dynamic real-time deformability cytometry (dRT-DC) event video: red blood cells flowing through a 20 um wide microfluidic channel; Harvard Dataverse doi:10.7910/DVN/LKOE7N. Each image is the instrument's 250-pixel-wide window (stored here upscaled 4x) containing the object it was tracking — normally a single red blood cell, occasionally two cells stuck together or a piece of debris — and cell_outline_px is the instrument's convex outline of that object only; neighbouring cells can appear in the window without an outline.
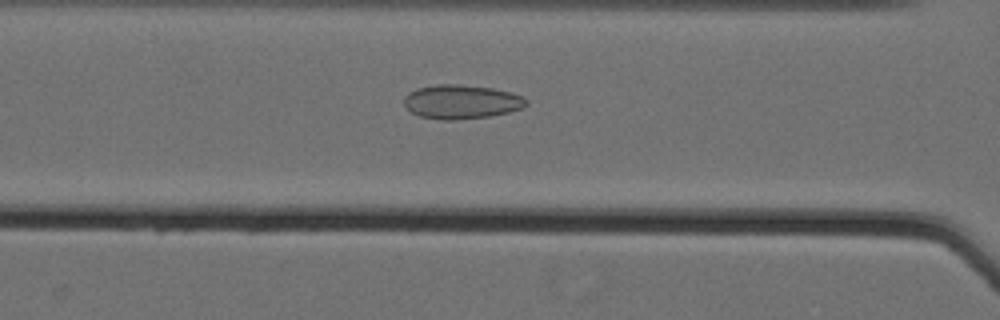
{"species": "Egyptian fruit bat (a non-hibernating species)", "species_latin": "Rousettus aegyptiacus", "temperature_condition": "cold", "stored_images_in_passage": 60, "camera_frame_rate_fps": 3000, "um_per_image_px": 0.085, "animal": {"sex": "female"}, "frame": {"image": 1, "passage_image": 29, "time_ms": 9.333, "image_size_px": [1000, 320], "cell_outline_px": [[528, 104], [524, 108], [492, 116], [456, 120], [444, 120], [420, 116], [412, 112], [404, 104], [404, 96], [408, 92], [416, 88], [436, 84], [456, 84], [492, 88], [508, 92], [520, 96], [528, 100]], "centroid_in_image_um": [39.21, 8.65], "position_along_channel_um": 127.4, "area_um2": 24.28}}
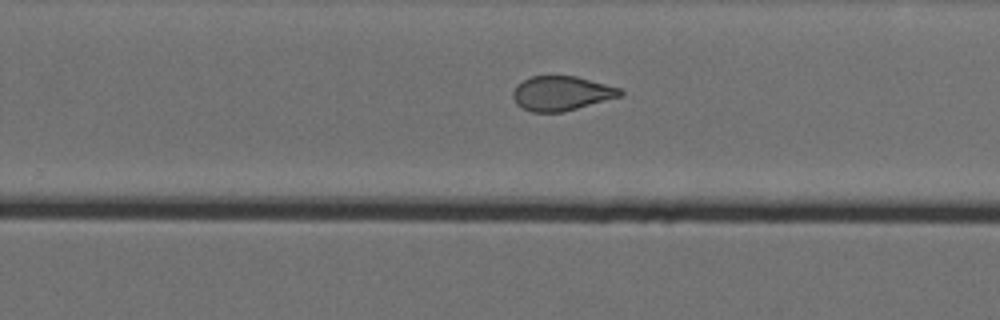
{"frame": {"image": 2, "passage_image": 42, "time_ms": 13.667, "image_size_px": [1000, 320], "cell_outline_px": [[624, 92], [620, 96], [564, 112], [532, 112], [516, 104], [512, 96], [512, 92], [516, 84], [532, 76], [576, 76], [620, 88]], "centroid_in_image_um": [47.69, 7.93], "position_along_channel_um": 282.1, "area_um2": 21.44}}
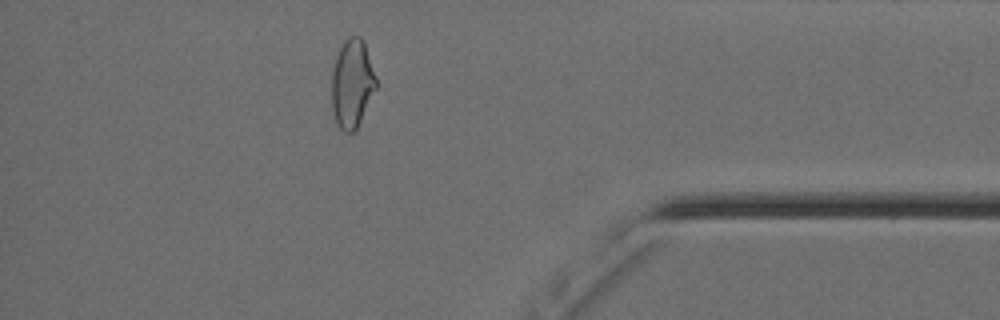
{"frame": {"image": 3, "passage_image": 54, "time_ms": 17.667, "image_size_px": [1000, 320], "cell_outline_px": [[376, 88], [356, 128], [352, 132], [344, 132], [336, 124], [332, 108], [332, 72], [336, 56], [344, 40], [348, 36], [360, 36], [364, 40], [376, 76]], "centroid_in_image_um": [29.92, 7.07], "position_along_channel_um": 405.3, "area_um2": 22.77}, "authors_computed_cell_mechanics": {"area_um2": 25.4898, "velocity_mm_per_s": 3.572, "shape_relaxation_time_tau1_ms": null, "shape_relaxation_time_tau2_ms": 1.4975, "deformation_change_tau1": null, "deformation_change_tau2": 0.0672}}